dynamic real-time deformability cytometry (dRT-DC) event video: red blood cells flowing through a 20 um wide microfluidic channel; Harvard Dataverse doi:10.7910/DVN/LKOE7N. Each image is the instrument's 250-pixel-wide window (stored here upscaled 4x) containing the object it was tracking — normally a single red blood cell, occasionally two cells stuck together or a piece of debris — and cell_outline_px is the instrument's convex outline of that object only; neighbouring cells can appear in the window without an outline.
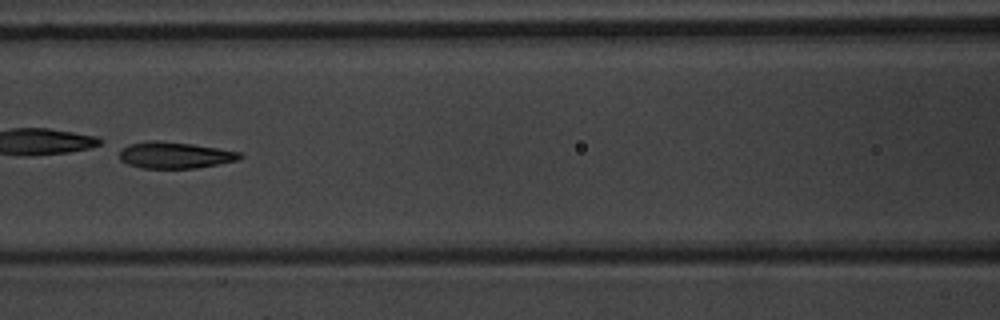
{"species": "common noctule bat (a hibernating species)", "species_latin": "Nyctalus noctula", "temperature_condition": "warm", "stored_images_in_passage": 9, "camera_frame_rate_fps": 3000, "um_per_image_px": 0.085, "animal": {"sex": "male", "body_mass_g": 20.1, "forearm_length_mm": 53.5}, "frame": {"image": 1, "passage_image": 7, "time_ms": 8.0, "image_size_px": [1000, 320], "cell_outline_px": [[244, 156], [236, 160], [196, 168], [140, 168], [128, 164], [120, 160], [120, 148], [128, 144], [152, 140], [160, 140], [192, 144], [240, 152]], "centroid_in_image_um": [14.8, 13.18], "position_along_channel_um": 151.8, "area_um2": 18.5}}
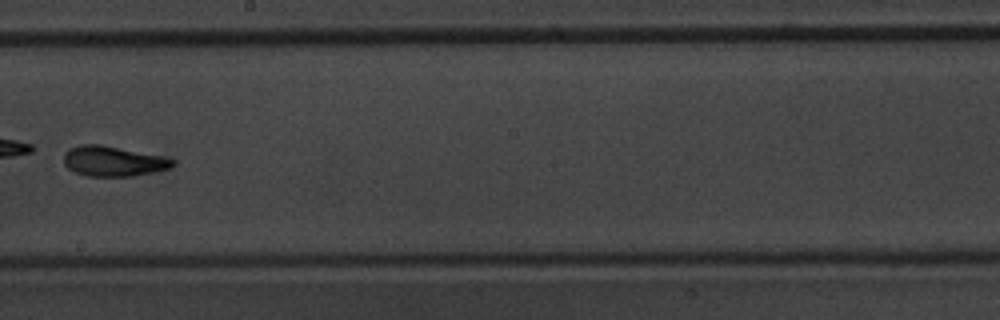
{"frame": {"image": 2, "passage_image": 9, "time_ms": 10.333, "image_size_px": [1000, 320], "cell_outline_px": [[176, 164], [168, 168], [152, 172], [132, 176], [84, 176], [68, 168], [64, 164], [64, 152], [68, 148], [80, 144], [100, 144], [160, 156], [176, 160]], "centroid_in_image_um": [9.57, 13.7], "position_along_channel_um": 238.6, "area_um2": 19.02}}